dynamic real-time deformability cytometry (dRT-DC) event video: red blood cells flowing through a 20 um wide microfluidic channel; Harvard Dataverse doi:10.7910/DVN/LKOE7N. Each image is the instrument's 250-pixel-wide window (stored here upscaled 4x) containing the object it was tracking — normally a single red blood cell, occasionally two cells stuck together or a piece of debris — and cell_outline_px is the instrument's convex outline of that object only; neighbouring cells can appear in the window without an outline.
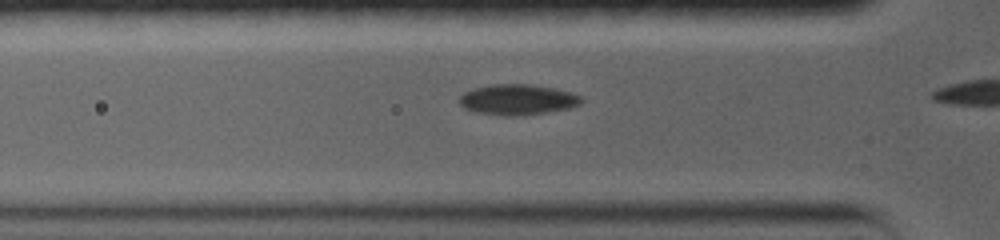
{"species": "common noctule bat (a hibernating species)", "species_latin": "Nyctalus noctula", "temperature_condition": "warm", "stored_images_in_passage": 8, "camera_frame_rate_fps": 5000, "um_per_image_px": 0.085, "animal": {"sex": "female", "body_mass_g": 19.0, "forearm_length_mm": 56.7}, "frame": {"image": 1, "passage_image": 6, "time_ms": 2.0, "image_size_px": [1000, 240], "cell_outline_px": [[580, 100], [576, 104], [564, 108], [536, 112], [484, 112], [468, 108], [460, 104], [460, 96], [476, 88], [492, 84], [524, 84], [548, 88], [564, 92], [576, 96]], "centroid_in_image_um": [43.89, 8.39], "position_along_channel_um": 81.9, "area_um2": 19.02}}